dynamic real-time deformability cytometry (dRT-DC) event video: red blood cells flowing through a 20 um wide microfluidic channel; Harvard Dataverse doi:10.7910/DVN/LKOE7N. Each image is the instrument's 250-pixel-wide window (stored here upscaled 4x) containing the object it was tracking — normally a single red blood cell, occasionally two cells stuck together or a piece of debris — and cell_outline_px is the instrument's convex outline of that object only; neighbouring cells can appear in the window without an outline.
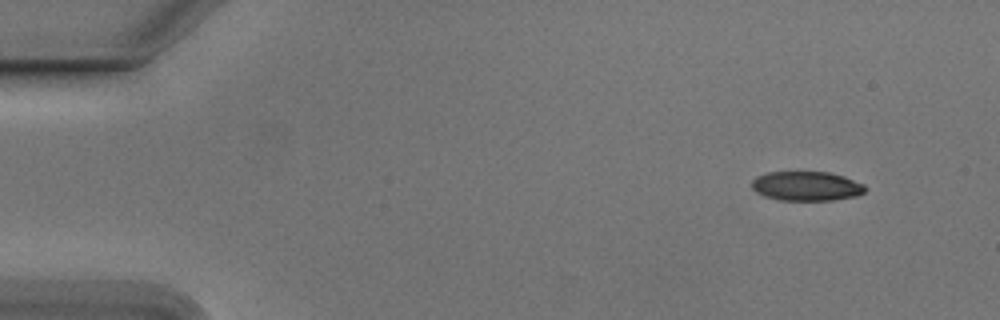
{"species": "Egyptian fruit bat (a non-hibernating species)", "species_latin": "Rousettus aegyptiacus", "temperature_condition": "cold", "stored_images_in_passage": 50, "camera_frame_rate_fps": 3000, "um_per_image_px": 0.085, "animal": {"sex": "male"}, "frame": {"image": 1, "passage_image": 1, "time_ms": 0.0, "image_size_px": [1000, 320], "cell_outline_px": [[868, 188], [864, 192], [856, 196], [832, 200], [780, 200], [764, 196], [756, 192], [752, 188], [752, 180], [756, 176], [768, 172], [828, 172], [844, 176], [864, 184]], "centroid_in_image_um": [68.56, 15.81], "position_along_channel_um": 16.4, "area_um2": 19.48}}
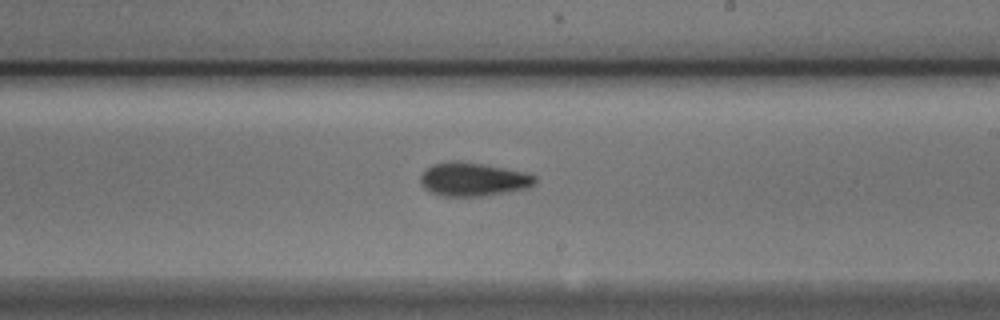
{"frame": {"image": 2, "passage_image": 28, "time_ms": 9.0, "image_size_px": [1000, 320], "cell_outline_px": [[536, 180], [528, 188], [484, 196], [440, 196], [424, 188], [420, 184], [420, 176], [424, 168], [432, 164], [448, 160], [460, 160], [504, 168], [524, 172], [536, 176]], "centroid_in_image_um": [40.15, 15.23], "position_along_channel_um": 248.9, "area_um2": 22.6}}
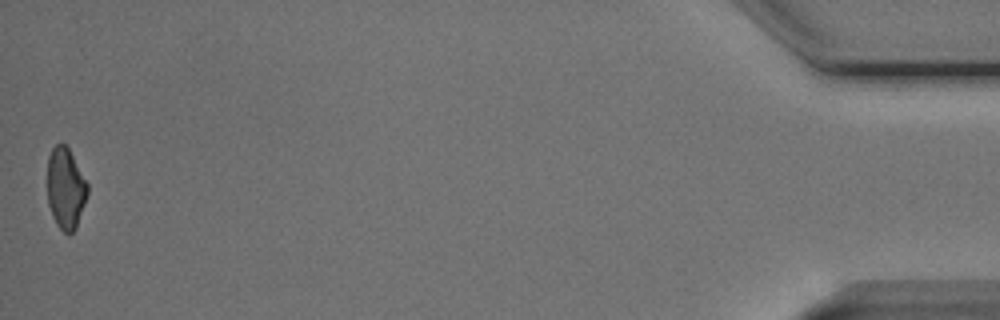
{"frame": {"image": 3, "passage_image": 50, "time_ms": 16.333, "image_size_px": [1000, 320], "cell_outline_px": [[88, 192], [76, 228], [68, 236], [56, 224], [52, 216], [48, 204], [48, 156], [52, 148], [56, 144], [64, 144], [68, 148], [88, 184]], "centroid_in_image_um": [5.57, 16.04], "position_along_channel_um": 429.6, "area_um2": 18.84}, "authors_computed_cell_mechanics": {"area_um2": 21.097, "velocity_mm_per_s": 3.7733, "shape_relaxation_time_tau1_ms": 2.7891, "shape_relaxation_time_tau2_ms": 3.8725, "deformation_change_tau1": 0.1136, "deformation_change_tau2": 0.1021}}